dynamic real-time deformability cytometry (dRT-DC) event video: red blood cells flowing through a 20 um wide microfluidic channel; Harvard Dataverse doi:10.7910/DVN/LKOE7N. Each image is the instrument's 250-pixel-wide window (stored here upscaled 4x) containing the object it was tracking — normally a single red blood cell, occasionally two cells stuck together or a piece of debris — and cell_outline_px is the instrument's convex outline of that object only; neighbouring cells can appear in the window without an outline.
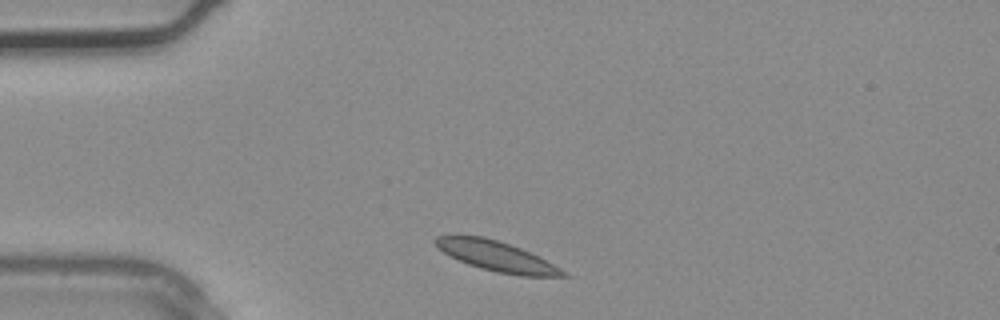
{"species": "common noctule bat (a hibernating species)", "species_latin": "Nyctalus noctula", "temperature_condition": "warm", "stored_images_in_passage": 1, "camera_frame_rate_fps": 3000, "um_per_image_px": 0.085, "animal": {"sex": "male", "body_mass_g": 20.4}, "frame": {"image": 1, "passage_image": 1, "time_ms": 0.0, "image_size_px": [1000, 320], "cell_outline_px": [[568, 276], [520, 276], [496, 272], [480, 268], [468, 264], [444, 252], [432, 240], [436, 236], [484, 236], [520, 248], [552, 264], [564, 272]], "centroid_in_image_um": [42.17, 21.78], "position_along_channel_um": 42.8, "area_um2": 21.56}}